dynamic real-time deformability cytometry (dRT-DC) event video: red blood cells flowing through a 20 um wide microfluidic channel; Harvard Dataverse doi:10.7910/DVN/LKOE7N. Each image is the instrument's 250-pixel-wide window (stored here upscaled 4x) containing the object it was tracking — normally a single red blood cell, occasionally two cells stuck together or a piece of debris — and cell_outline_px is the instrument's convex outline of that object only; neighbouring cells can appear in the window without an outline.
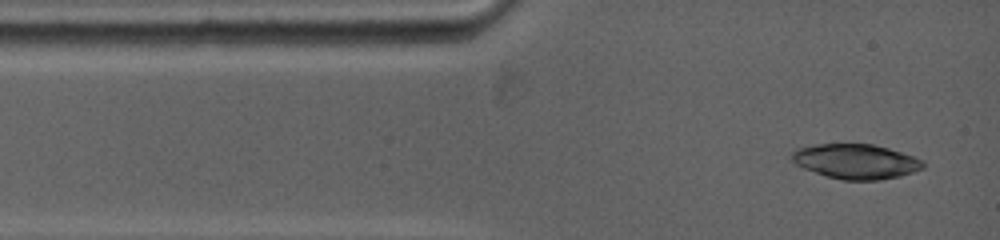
{"species": "common noctule bat (a hibernating species)", "species_latin": "Nyctalus noctula", "temperature_condition": "warm", "stored_images_in_passage": 5, "camera_frame_rate_fps": 5000, "um_per_image_px": 0.085, "animal": {"sex": "female", "body_mass_g": 19.0, "forearm_length_mm": 53.3}, "frame": {"image": 1, "passage_image": 1, "time_ms": 0.0, "image_size_px": [1000, 240], "cell_outline_px": [[924, 168], [900, 176], [880, 180], [844, 180], [828, 176], [804, 168], [796, 164], [792, 160], [792, 152], [796, 148], [816, 144], [872, 144], [888, 148], [924, 160]], "centroid_in_image_um": [72.76, 13.72], "position_along_channel_um": 12.2, "area_um2": 26.41}}